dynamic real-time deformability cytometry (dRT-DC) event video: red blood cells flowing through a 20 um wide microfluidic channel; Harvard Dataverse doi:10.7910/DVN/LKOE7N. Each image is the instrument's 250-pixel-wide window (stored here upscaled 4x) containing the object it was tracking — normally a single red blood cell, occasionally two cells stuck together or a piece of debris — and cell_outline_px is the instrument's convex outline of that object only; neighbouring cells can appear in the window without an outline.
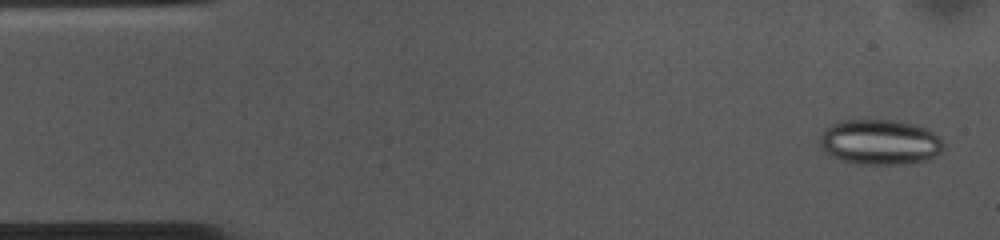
{"species": "common noctule bat (a hibernating species)", "species_latin": "Nyctalus noctula", "temperature_condition": "cold", "stored_images_in_passage": 48, "camera_frame_rate_fps": 3000, "um_per_image_px": 0.085, "animal": {"sex": "female", "body_mass_g": 10.0, "forearm_length_mm": 53.1}, "frame": {"image": 1, "passage_image": 2, "time_ms": 0.333, "image_size_px": [1000, 240], "cell_outline_px": [[944, 148], [936, 156], [924, 160], [900, 164], [860, 164], [844, 160], [820, 148], [820, 136], [824, 128], [836, 120], [892, 120], [912, 124], [924, 128], [932, 132], [944, 144]], "centroid_in_image_um": [74.76, 12.06], "position_along_channel_um": 10.2, "area_um2": 32.25}}
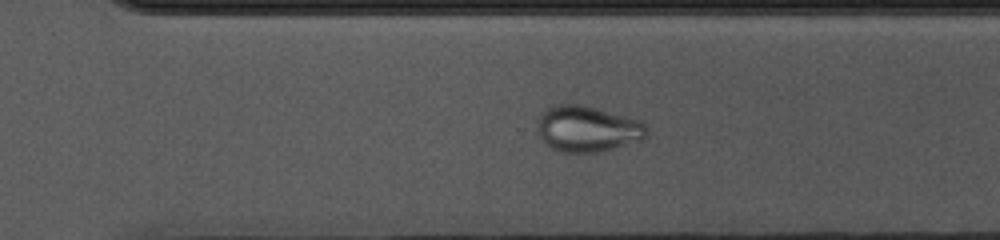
{"frame": {"image": 2, "passage_image": 36, "time_ms": 11.667, "image_size_px": [1000, 240], "cell_outline_px": [[648, 136], [644, 140], [596, 152], [560, 152], [552, 148], [540, 136], [536, 128], [540, 116], [552, 104], [580, 104], [640, 120], [648, 128]], "centroid_in_image_um": [49.96, 10.95], "position_along_channel_um": 320.6, "area_um2": 29.13}}
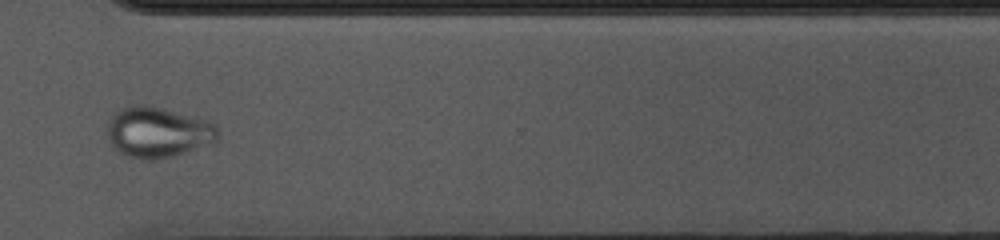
{"frame": {"image": 3, "passage_image": 39, "time_ms": 12.667, "image_size_px": [1000, 240], "cell_outline_px": [[216, 140], [168, 156], [144, 160], [128, 156], [120, 152], [108, 140], [108, 120], [120, 108], [136, 104], [148, 104], [212, 120], [216, 128]], "centroid_in_image_um": [13.37, 11.17], "position_along_channel_um": 357.2, "area_um2": 32.02}}